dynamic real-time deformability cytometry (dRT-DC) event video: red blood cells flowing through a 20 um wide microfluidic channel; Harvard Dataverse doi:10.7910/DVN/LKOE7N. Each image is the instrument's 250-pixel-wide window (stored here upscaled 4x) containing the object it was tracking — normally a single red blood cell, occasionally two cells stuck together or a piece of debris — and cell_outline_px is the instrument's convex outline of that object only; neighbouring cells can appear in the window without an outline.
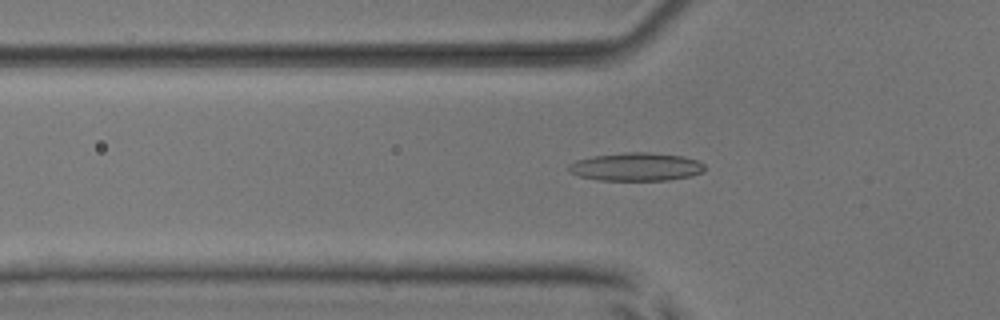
{"species": "common noctule bat (a hibernating species)", "species_latin": "Nyctalus noctula", "temperature_condition": "room temperature", "stored_images_in_passage": 53, "camera_frame_rate_fps": 3000, "um_per_image_px": 0.085, "animal": {"sex": "male", "body_mass_g": 17.9, "forearm_length_mm": 54.2}, "frame": {"image": 1, "passage_image": 18, "time_ms": 5.667, "image_size_px": [1000, 320], "cell_outline_px": [[704, 172], [692, 176], [668, 180], [600, 180], [580, 176], [572, 172], [568, 168], [568, 164], [576, 160], [592, 156], [624, 152], [648, 152], [684, 156], [696, 160], [704, 164]], "centroid_in_image_um": [54.1, 14.17], "position_along_channel_um": 71.7, "area_um2": 22.37}}
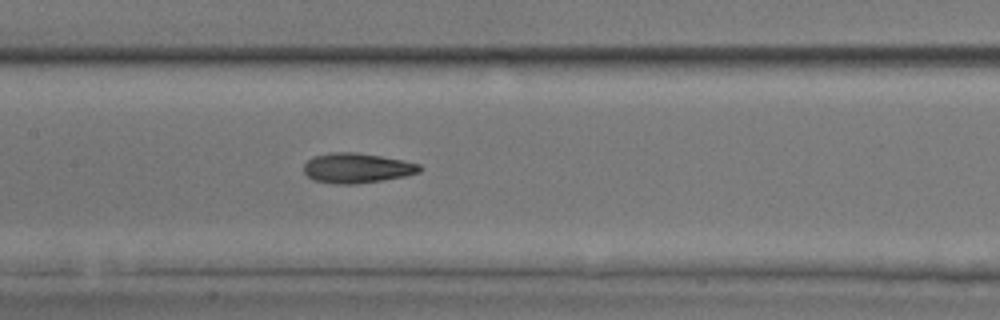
{"frame": {"image": 2, "passage_image": 26, "time_ms": 8.333, "image_size_px": [1000, 320], "cell_outline_px": [[424, 168], [420, 172], [404, 176], [384, 180], [356, 184], [340, 184], [312, 180], [304, 172], [304, 164], [312, 156], [328, 152], [356, 152], [404, 160], [420, 164]], "centroid_in_image_um": [30.34, 14.28], "position_along_channel_um": 177.1, "area_um2": 20.4}}
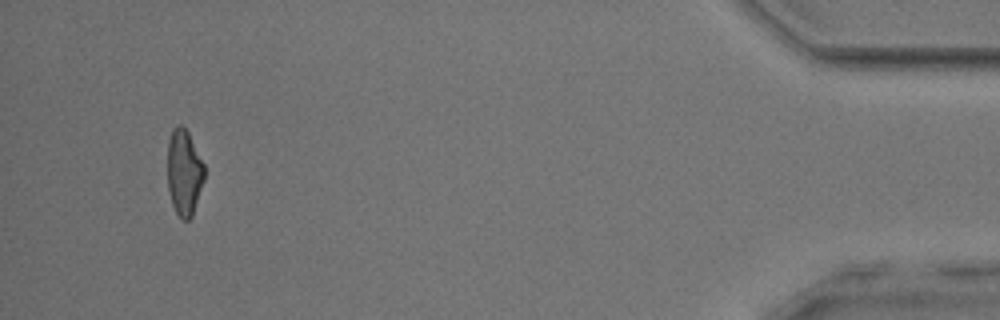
{"frame": {"image": 3, "passage_image": 50, "time_ms": 16.333, "image_size_px": [1000, 320], "cell_outline_px": [[204, 180], [192, 216], [188, 220], [184, 220], [176, 212], [172, 204], [168, 192], [168, 140], [172, 128], [176, 124], [180, 124], [188, 132], [204, 164]], "centroid_in_image_um": [15.64, 14.64], "position_along_channel_um": 419.6, "area_um2": 18.44}, "authors_computed_cell_mechanics": {"area_um2": 20.1144, "velocity_mm_per_s": 3.9498, "shape_relaxation_time_tau1_ms": 2.9781, "shape_relaxation_time_tau2_ms": 2.0071, "deformation_change_tau1": 0.1494, "deformation_change_tau2": 0.1089}}